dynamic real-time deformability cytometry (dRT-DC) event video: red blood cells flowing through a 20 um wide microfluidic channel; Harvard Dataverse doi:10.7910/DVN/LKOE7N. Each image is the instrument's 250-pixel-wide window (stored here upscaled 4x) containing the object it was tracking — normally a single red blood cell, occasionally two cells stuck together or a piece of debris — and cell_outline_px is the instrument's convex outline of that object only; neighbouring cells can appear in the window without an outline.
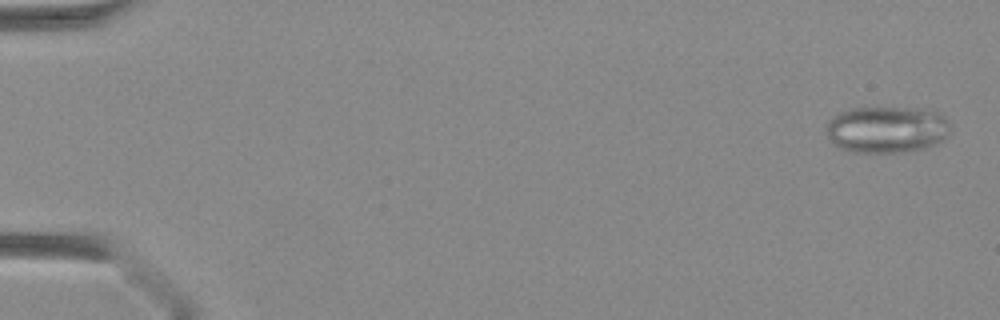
{"species": "Egyptian fruit bat (a non-hibernating species)", "species_latin": "Rousettus aegyptiacus", "temperature_condition": "warm", "stored_images_in_passage": 43, "camera_frame_rate_fps": 3000, "um_per_image_px": 0.085, "animal": {"sex": "female"}, "frame": {"image": 1, "passage_image": 2, "time_ms": 0.333, "image_size_px": [1000, 320], "cell_outline_px": [[948, 136], [936, 144], [924, 148], [900, 152], [852, 152], [840, 148], [828, 140], [828, 120], [832, 116], [840, 112], [852, 108], [932, 108], [940, 112], [944, 116]], "centroid_in_image_um": [75.36, 10.99], "position_along_channel_um": 9.6, "area_um2": 33.76}}
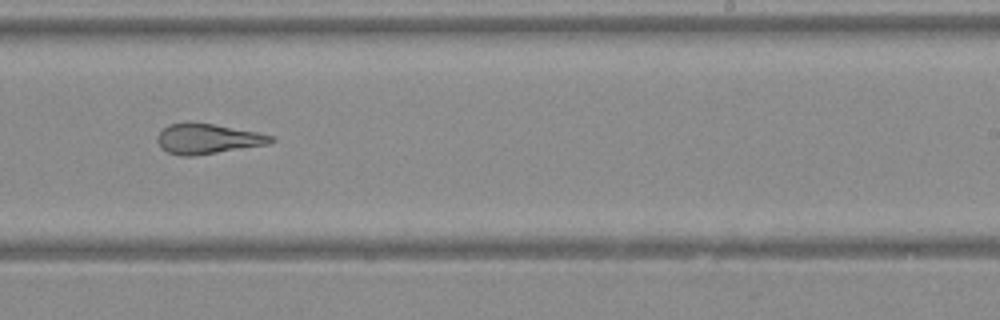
{"frame": {"image": 2, "passage_image": 28, "time_ms": 9.0, "image_size_px": [1000, 320], "cell_outline_px": [[276, 140], [268, 144], [192, 156], [180, 156], [168, 152], [160, 148], [156, 140], [160, 132], [168, 124], [212, 124], [256, 132], [272, 136]], "centroid_in_image_um": [17.63, 11.82], "position_along_channel_um": 271.4, "area_um2": 19.36}}
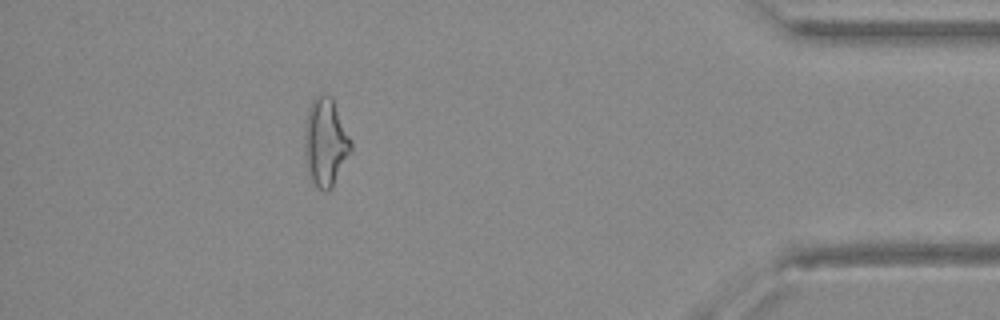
{"frame": {"image": 3, "passage_image": 39, "time_ms": 12.667, "image_size_px": [1000, 320], "cell_outline_px": [[352, 148], [328, 192], [324, 192], [312, 180], [308, 172], [304, 148], [304, 132], [308, 108], [312, 100], [320, 92], [332, 96], [352, 144]], "centroid_in_image_um": [27.64, 12.02], "position_along_channel_um": 407.6, "area_um2": 23.35}}